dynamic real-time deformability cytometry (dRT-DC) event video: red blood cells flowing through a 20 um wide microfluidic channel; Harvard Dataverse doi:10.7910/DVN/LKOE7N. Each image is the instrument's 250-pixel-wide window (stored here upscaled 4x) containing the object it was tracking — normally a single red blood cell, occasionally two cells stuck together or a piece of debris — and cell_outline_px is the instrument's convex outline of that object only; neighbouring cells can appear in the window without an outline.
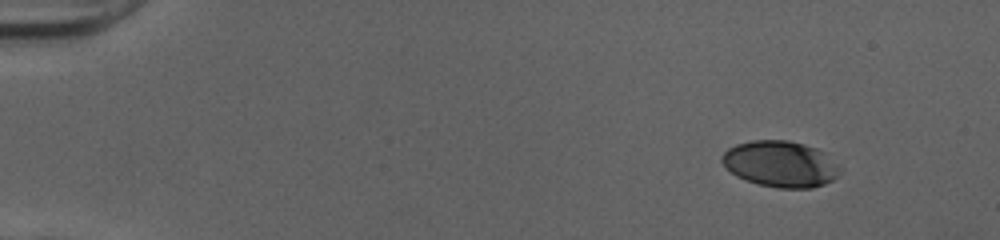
{"species": "human", "species_latin": "Homo sapiens", "temperature_condition": "cold", "stored_images_in_passage": 47, "camera_frame_rate_fps": 3000, "um_per_image_px": 0.085, "donor": {"sex": "female"}, "frame": {"image": 1, "passage_image": 1, "time_ms": 0.0, "image_size_px": [1000, 240], "cell_outline_px": [[840, 168], [836, 176], [832, 180], [824, 184], [812, 188], [776, 188], [760, 184], [736, 176], [720, 160], [720, 156], [728, 148], [736, 144], [752, 140], [788, 140], [804, 144], [816, 148], [824, 152], [840, 164]], "centroid_in_image_um": [66.35, 13.93], "position_along_channel_um": 18.7, "area_um2": 31.73}}
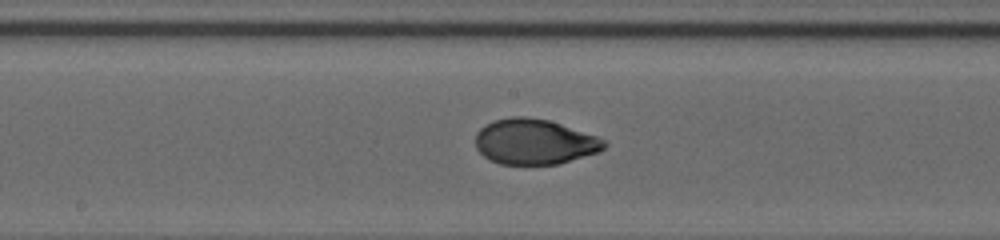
{"frame": {"image": 2, "passage_image": 24, "time_ms": 7.667, "image_size_px": [1000, 240], "cell_outline_px": [[608, 144], [600, 152], [556, 164], [500, 164], [484, 156], [476, 148], [476, 132], [480, 128], [492, 120], [512, 116], [524, 116], [548, 120], [608, 140]], "centroid_in_image_um": [45.43, 12.04], "position_along_channel_um": 202.8, "area_um2": 33.99}}
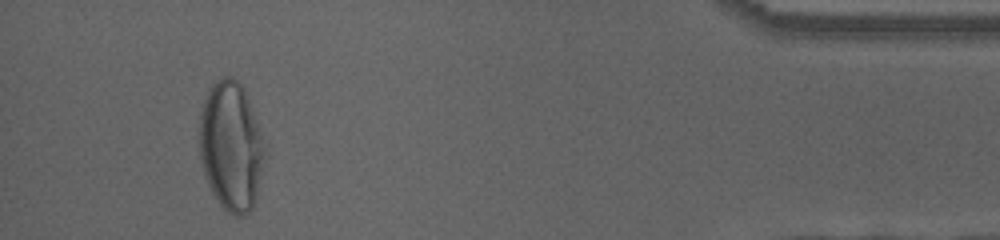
{"frame": {"image": 3, "passage_image": 44, "time_ms": 14.333, "image_size_px": [1000, 240], "cell_outline_px": [[268, 156], [256, 200], [252, 208], [244, 216], [236, 216], [228, 212], [220, 204], [212, 192], [204, 176], [200, 160], [196, 140], [200, 116], [204, 100], [208, 88], [216, 80], [224, 76], [232, 76], [244, 88], [268, 144]], "centroid_in_image_um": [19.67, 12.43], "position_along_channel_um": 415.5, "area_um2": 51.21}, "authors_computed_cell_mechanics": {"area_um2": 34.391, "velocity_mm_per_s": 4.0345, "shape_relaxation_time_tau1_ms": 7.277, "shape_relaxation_time_tau2_ms": 0.7667, "deformation_change_tau1": 0.2649, "deformation_change_tau2": 0.0424}}